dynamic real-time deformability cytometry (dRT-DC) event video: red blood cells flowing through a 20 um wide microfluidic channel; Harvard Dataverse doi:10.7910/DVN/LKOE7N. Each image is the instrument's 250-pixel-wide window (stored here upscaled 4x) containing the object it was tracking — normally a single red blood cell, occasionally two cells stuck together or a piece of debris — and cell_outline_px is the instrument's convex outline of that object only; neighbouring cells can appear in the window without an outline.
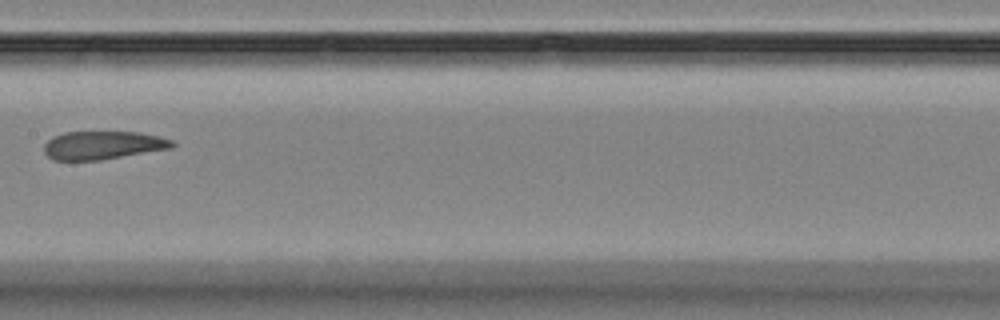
{"species": "Egyptian fruit bat (a non-hibernating species)", "species_latin": "Rousettus aegyptiacus", "temperature_condition": "room temperature", "stored_images_in_passage": 15, "camera_frame_rate_fps": 3000, "um_per_image_px": 0.085, "animal": {"sex": "female"}, "frame": {"image": 1, "passage_image": 7, "time_ms": 8.0, "image_size_px": [1000, 320], "cell_outline_px": [[176, 144], [172, 148], [100, 160], [52, 160], [44, 152], [44, 144], [52, 136], [64, 132], [140, 132], [160, 136], [172, 140]], "centroid_in_image_um": [8.74, 12.34], "position_along_channel_um": 198.7, "area_um2": 21.21}}
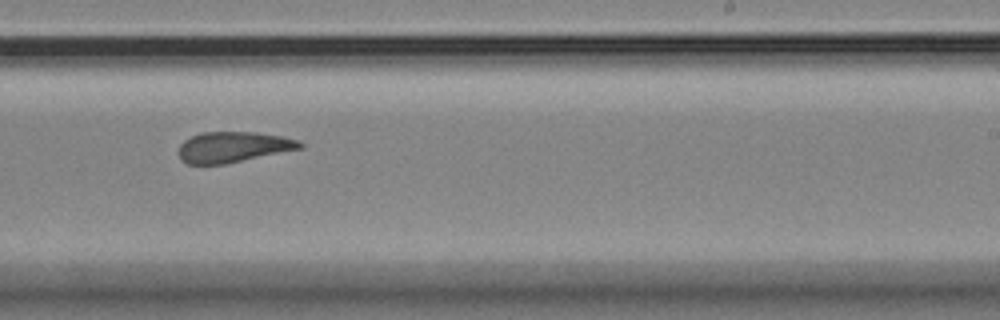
{"frame": {"image": 2, "passage_image": 9, "time_ms": 10.0, "image_size_px": [1000, 320], "cell_outline_px": [[304, 148], [224, 164], [188, 164], [180, 160], [176, 152], [180, 144], [184, 140], [200, 132], [256, 132], [284, 136], [300, 140], [304, 144]], "centroid_in_image_um": [19.82, 12.49], "position_along_channel_um": 269.2, "area_um2": 22.02}}
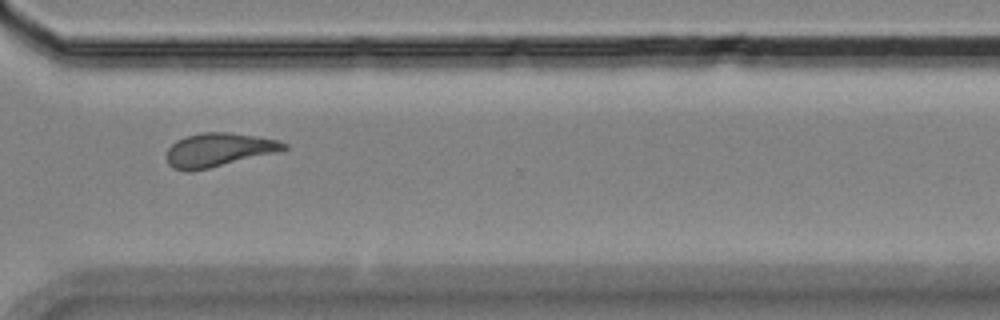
{"frame": {"image": 3, "passage_image": 11, "time_ms": 12.333, "image_size_px": [1000, 320], "cell_outline_px": [[288, 148], [276, 152], [208, 168], [188, 172], [172, 168], [168, 164], [168, 148], [176, 140], [184, 136], [200, 132], [228, 132], [256, 136], [280, 140], [288, 144]], "centroid_in_image_um": [18.57, 12.72], "position_along_channel_um": 352.0, "area_um2": 22.89}, "authors_computed_cell_mechanics": {"area_um2": 21.386, "velocity_mm_per_s": 3.5507, "shape_relaxation_time_tau1_ms": null, "shape_relaxation_time_tau2_ms": 3.7635, "deformation_change_tau1": null, "deformation_change_tau2": 0.0928}}